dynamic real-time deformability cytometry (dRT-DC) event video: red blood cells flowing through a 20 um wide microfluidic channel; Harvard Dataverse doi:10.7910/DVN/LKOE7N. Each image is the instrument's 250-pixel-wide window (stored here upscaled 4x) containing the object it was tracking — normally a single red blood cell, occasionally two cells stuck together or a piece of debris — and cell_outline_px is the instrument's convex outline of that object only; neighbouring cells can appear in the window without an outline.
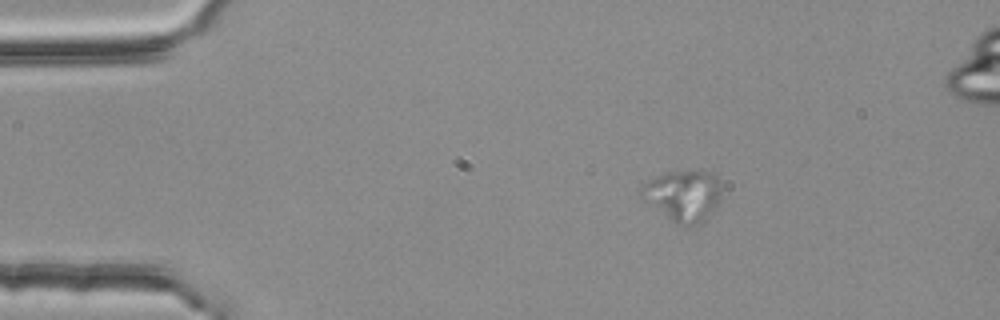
{"species": "common noctule bat (a hibernating species)", "species_latin": "Nyctalus noctula", "temperature_condition": "room temperature", "stored_images_in_passage": 2, "camera_frame_rate_fps": 3000, "um_per_image_px": 0.085, "animal": {"sex": "female", "body_mass_g": 25.1}, "frame": {"image": 1, "passage_image": 1, "time_ms": 0.0, "image_size_px": [1000, 320], "cell_outline_px": [[720, 200], [712, 212], [704, 220], [692, 224], [672, 224], [644, 200], [640, 196], [640, 192], [644, 184], [648, 180], [656, 176], [668, 172], [708, 172], [716, 176], [720, 184]], "centroid_in_image_um": [58.04, 16.65], "position_along_channel_um": 27.0, "area_um2": 23.58}}